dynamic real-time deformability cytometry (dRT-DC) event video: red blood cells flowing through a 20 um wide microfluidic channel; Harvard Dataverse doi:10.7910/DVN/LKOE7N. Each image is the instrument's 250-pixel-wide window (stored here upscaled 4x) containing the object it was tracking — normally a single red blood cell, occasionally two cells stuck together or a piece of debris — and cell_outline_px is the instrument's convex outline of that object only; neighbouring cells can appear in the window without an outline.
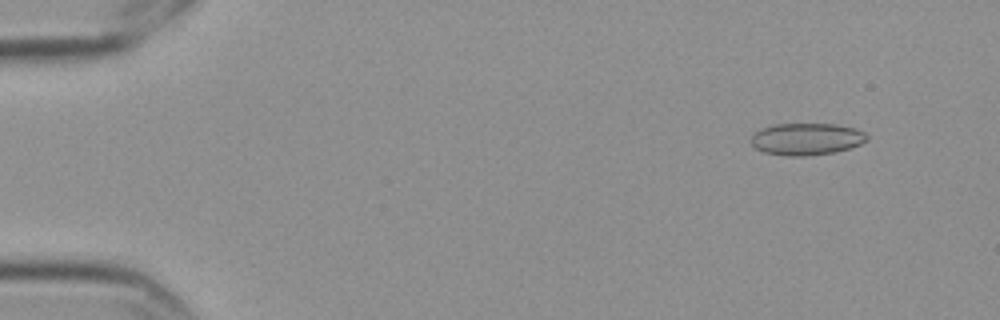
{"species": "Egyptian fruit bat (a non-hibernating species)", "species_latin": "Rousettus aegyptiacus", "temperature_condition": "cold", "stored_images_in_passage": 8, "camera_frame_rate_fps": 3000, "um_per_image_px": 0.085, "frame": {"image": 1, "passage_image": 2, "time_ms": 0.333, "image_size_px": [1000, 320], "cell_outline_px": [[868, 140], [852, 148], [836, 152], [804, 156], [788, 156], [764, 152], [756, 148], [752, 144], [752, 132], [760, 128], [772, 124], [836, 124], [856, 128], [864, 132], [868, 136]], "centroid_in_image_um": [68.57, 11.81], "position_along_channel_um": 16.4, "area_um2": 21.85}}
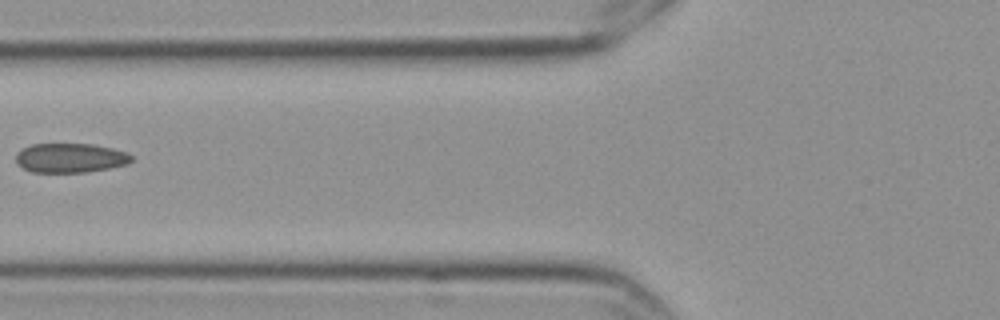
{"frame": {"image": 2, "passage_image": 7, "time_ms": 2.0, "image_size_px": [1000, 320], "cell_outline_px": [[132, 160], [124, 164], [108, 168], [84, 172], [32, 172], [16, 164], [16, 152], [20, 148], [32, 144], [92, 144], [112, 148], [128, 152], [132, 156]], "centroid_in_image_um": [5.92, 13.41], "position_along_channel_um": 119.9, "area_um2": 19.77}}
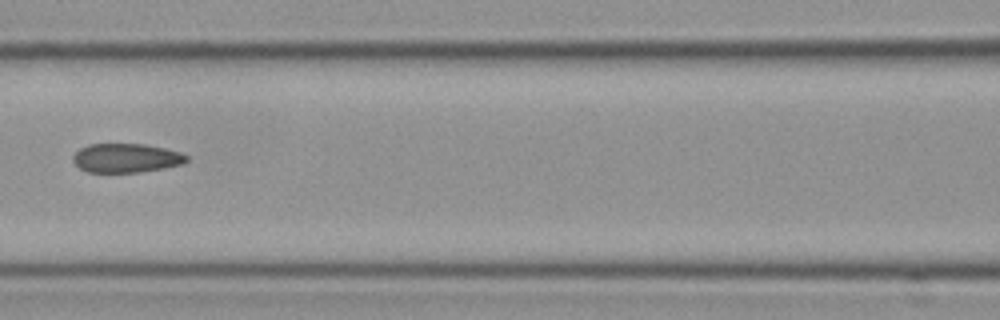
{"frame": {"image": 3, "passage_image": 8, "time_ms": 2.333, "image_size_px": [1000, 320], "cell_outline_px": [[188, 160], [180, 164], [164, 168], [140, 172], [88, 172], [80, 168], [72, 160], [72, 156], [80, 148], [88, 144], [144, 144], [164, 148], [180, 152], [188, 156]], "centroid_in_image_um": [10.71, 13.43], "position_along_channel_um": 155.9, "area_um2": 19.13}}